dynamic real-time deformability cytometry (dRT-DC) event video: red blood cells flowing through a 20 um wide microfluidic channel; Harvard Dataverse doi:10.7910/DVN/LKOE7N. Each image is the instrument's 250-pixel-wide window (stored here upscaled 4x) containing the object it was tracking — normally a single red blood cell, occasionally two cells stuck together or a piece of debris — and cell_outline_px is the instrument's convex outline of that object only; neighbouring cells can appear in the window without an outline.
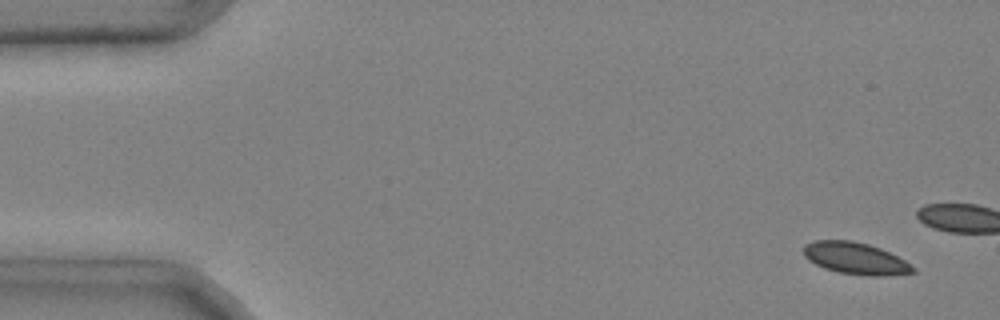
{"species": "common noctule bat (a hibernating species)", "species_latin": "Nyctalus noctula", "temperature_condition": "cold", "stored_images_in_passage": 14, "camera_frame_rate_fps": 3000, "um_per_image_px": 0.085, "animal": {"sex": "male", "body_mass_g": 20.4}, "frame": {"image": 1, "passage_image": 3, "time_ms": 0.667, "image_size_px": [1000, 320], "cell_outline_px": [[916, 272], [888, 276], [868, 276], [840, 272], [824, 268], [808, 260], [804, 256], [804, 244], [812, 240], [852, 240], [868, 244], [880, 248], [904, 260], [916, 268]], "centroid_in_image_um": [72.71, 21.96], "position_along_channel_um": 12.3, "area_um2": 20.35}}